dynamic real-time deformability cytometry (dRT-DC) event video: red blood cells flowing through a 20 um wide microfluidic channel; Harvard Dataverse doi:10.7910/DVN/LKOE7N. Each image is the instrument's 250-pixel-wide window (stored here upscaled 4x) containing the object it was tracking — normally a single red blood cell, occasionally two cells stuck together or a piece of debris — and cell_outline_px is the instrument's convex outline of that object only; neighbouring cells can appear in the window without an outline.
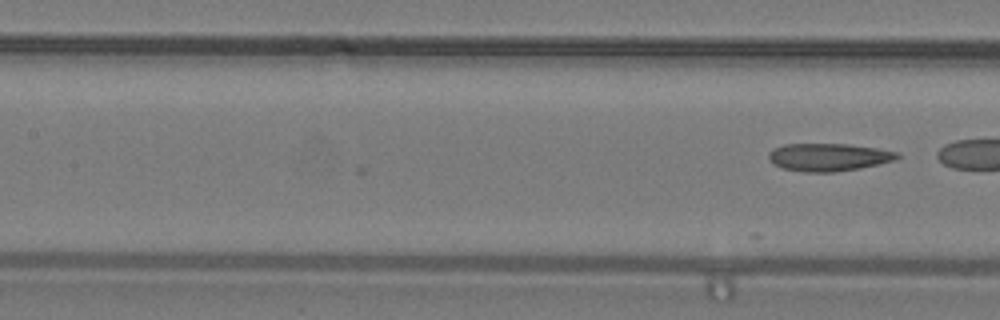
{"species": "common noctule bat (a hibernating species)", "species_latin": "Nyctalus noctula", "temperature_condition": "warm", "stored_images_in_passage": 19, "camera_frame_rate_fps": 3000, "um_per_image_px": 0.085, "animal": {"sex": "male", "body_mass_g": 19.2, "forearm_length_mm": 51.8}, "frame": {"image": 1, "passage_image": 19, "time_ms": 6.0, "image_size_px": [1000, 320], "cell_outline_px": [[900, 156], [896, 160], [860, 168], [832, 172], [804, 172], [780, 168], [772, 164], [768, 156], [768, 152], [772, 148], [784, 144], [848, 144], [876, 148], [896, 152]], "centroid_in_image_um": [70.37, 13.36], "position_along_channel_um": 137.0, "area_um2": 20.87}}